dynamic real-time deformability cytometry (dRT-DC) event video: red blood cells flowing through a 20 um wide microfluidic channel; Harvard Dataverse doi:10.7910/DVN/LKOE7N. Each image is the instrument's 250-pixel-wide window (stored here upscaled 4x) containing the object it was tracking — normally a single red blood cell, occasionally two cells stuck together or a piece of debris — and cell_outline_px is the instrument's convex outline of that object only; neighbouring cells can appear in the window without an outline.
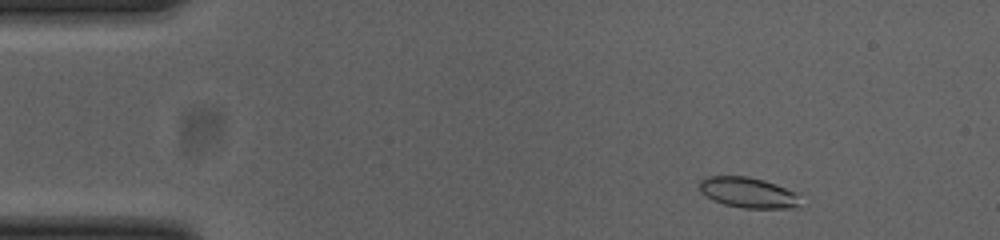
{"species": "common noctule bat (a hibernating species)", "species_latin": "Nyctalus noctula", "temperature_condition": "cold", "stored_images_in_passage": 49, "camera_frame_rate_fps": 3000, "um_per_image_px": 0.085, "animal": {"sex": "female", "body_mass_g": 23.0, "forearm_length_mm": 53.4}, "frame": {"image": 1, "passage_image": 3, "time_ms": 0.667, "image_size_px": [1000, 240], "cell_outline_px": [[796, 208], [744, 208], [724, 204], [700, 192], [700, 180], [708, 176], [748, 176], [764, 180], [776, 184], [796, 192]], "centroid_in_image_um": [63.55, 16.35], "position_along_channel_um": 21.4, "area_um2": 17.57}}
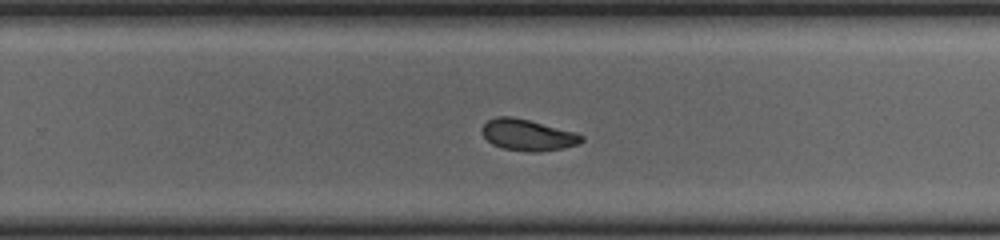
{"frame": {"image": 2, "passage_image": 30, "time_ms": 9.667, "image_size_px": [1000, 240], "cell_outline_px": [[584, 140], [580, 144], [564, 148], [540, 152], [528, 152], [504, 148], [492, 144], [484, 136], [480, 128], [488, 120], [496, 116], [512, 116], [576, 132], [584, 136]], "centroid_in_image_um": [44.88, 11.48], "position_along_channel_um": 284.9, "area_um2": 18.26}}
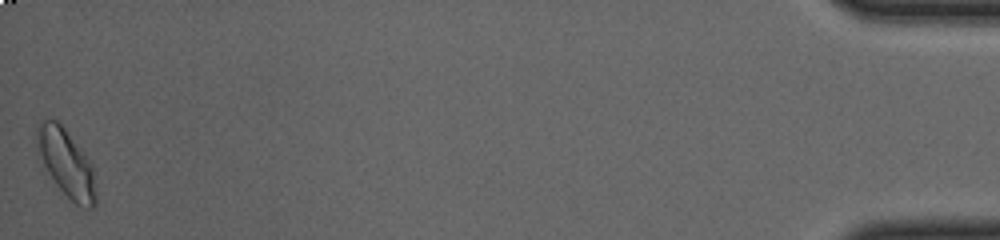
{"frame": {"image": 3, "passage_image": 49, "time_ms": 16.0, "image_size_px": [1000, 240], "cell_outline_px": [[96, 204], [92, 208], [80, 208], [56, 184], [48, 172], [44, 164], [40, 152], [36, 136], [36, 132], [40, 120], [56, 120], [64, 128], [84, 152], [92, 168], [96, 196]], "centroid_in_image_um": [5.66, 13.88], "position_along_channel_um": 429.5, "area_um2": 22.43}, "authors_computed_cell_mechanics": {"area_um2": 18.6694, "velocity_mm_per_s": 3.835, "shape_relaxation_time_tau1_ms": null, "shape_relaxation_time_tau2_ms": 1.5132, "deformation_change_tau1": null, "deformation_change_tau2": 0.0503}}